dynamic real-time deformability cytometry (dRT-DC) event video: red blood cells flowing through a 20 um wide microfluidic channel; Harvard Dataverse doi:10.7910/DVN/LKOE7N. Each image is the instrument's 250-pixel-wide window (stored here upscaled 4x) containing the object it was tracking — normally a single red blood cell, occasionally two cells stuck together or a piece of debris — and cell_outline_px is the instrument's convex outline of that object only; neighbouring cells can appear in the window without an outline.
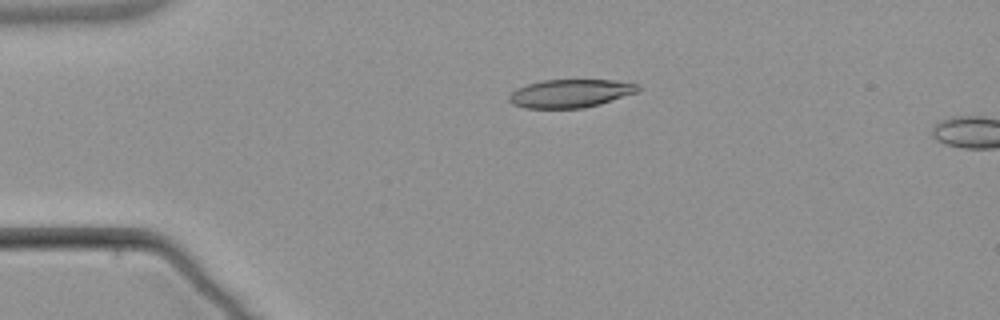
{"species": "common noctule bat (a hibernating species)", "species_latin": "Nyctalus noctula", "temperature_condition": "warm", "stored_images_in_passage": 4, "camera_frame_rate_fps": 3000, "um_per_image_px": 0.085, "animal": {"sex": "male", "body_mass_g": 21.5, "forearm_length_mm": 52.0}, "frame": {"image": 1, "passage_image": 3, "time_ms": 2.667, "image_size_px": [1000, 320], "cell_outline_px": [[640, 88], [636, 92], [600, 104], [584, 108], [524, 108], [512, 104], [508, 100], [508, 96], [516, 88], [528, 84], [544, 80], [612, 80], [636, 84]], "centroid_in_image_um": [48.42, 7.94], "position_along_channel_um": 36.6, "area_um2": 21.04}}